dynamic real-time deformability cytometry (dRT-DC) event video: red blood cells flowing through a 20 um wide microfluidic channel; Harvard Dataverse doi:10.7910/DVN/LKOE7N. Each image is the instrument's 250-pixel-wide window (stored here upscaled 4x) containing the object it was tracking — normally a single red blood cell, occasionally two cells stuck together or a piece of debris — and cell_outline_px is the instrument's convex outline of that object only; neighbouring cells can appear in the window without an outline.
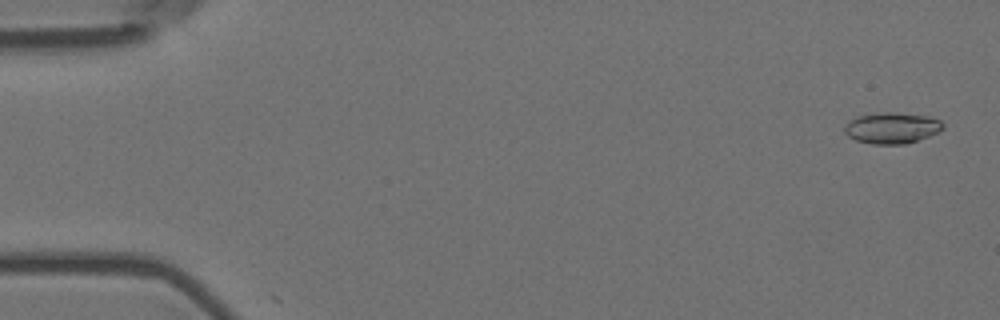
{"species": "Egyptian fruit bat (a non-hibernating species)", "species_latin": "Rousettus aegyptiacus", "temperature_condition": "room temperature", "stored_images_in_passage": 56, "camera_frame_rate_fps": 3000, "um_per_image_px": 0.085, "animal": {"sex": "female"}, "frame": {"image": 1, "passage_image": 2, "time_ms": 0.333, "image_size_px": [1000, 320], "cell_outline_px": [[944, 128], [940, 132], [904, 144], [872, 144], [856, 140], [848, 136], [844, 132], [844, 124], [848, 120], [860, 116], [884, 112], [888, 112], [928, 116], [940, 120], [944, 124]], "centroid_in_image_um": [75.8, 10.88], "position_along_channel_um": 9.2, "area_um2": 17.74}}
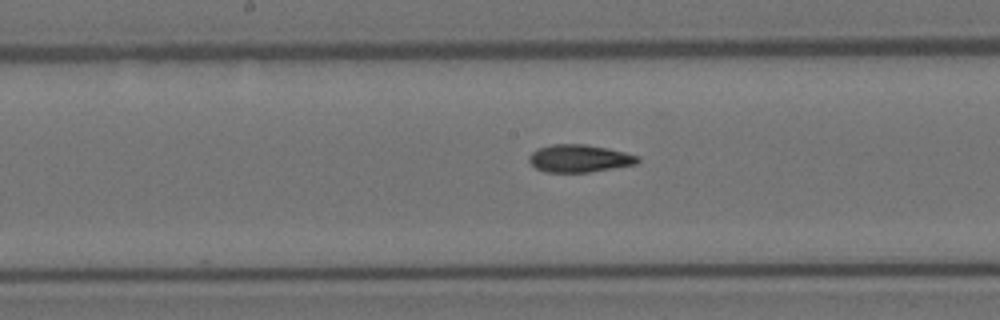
{"frame": {"image": 2, "passage_image": 29, "time_ms": 9.333, "image_size_px": [1000, 320], "cell_outline_px": [[640, 160], [636, 164], [588, 172], [544, 172], [536, 168], [528, 160], [528, 156], [532, 152], [540, 148], [552, 144], [584, 144], [608, 148], [640, 156]], "centroid_in_image_um": [49.24, 13.46], "position_along_channel_um": 199.0, "area_um2": 17.4}}
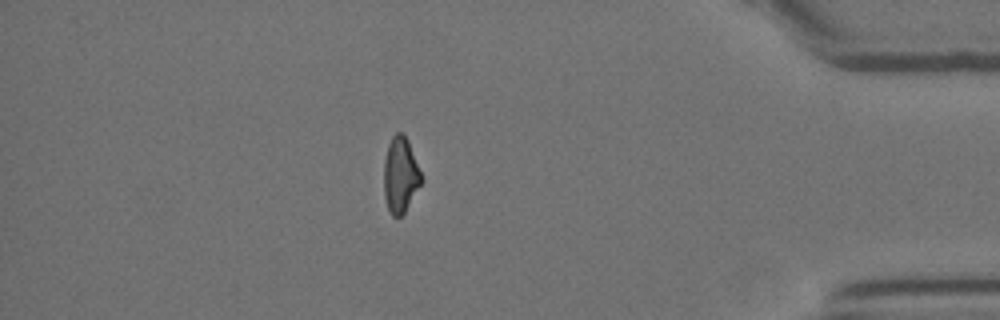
{"frame": {"image": 3, "passage_image": 49, "time_ms": 16.0, "image_size_px": [1000, 320], "cell_outline_px": [[424, 180], [404, 212], [400, 216], [392, 216], [388, 208], [384, 196], [384, 160], [388, 144], [392, 136], [396, 132], [404, 132], [408, 140]], "centroid_in_image_um": [34.04, 14.84], "position_along_channel_um": 401.2, "area_um2": 16.59}, "authors_computed_cell_mechanics": {"area_um2": 17.2822, "velocity_mm_per_s": 3.6334, "shape_relaxation_time_tau1_ms": 10.3028, "shape_relaxation_time_tau2_ms": 4.0583, "deformation_change_tau1": 0.2235, "deformation_change_tau2": 0.1159}}